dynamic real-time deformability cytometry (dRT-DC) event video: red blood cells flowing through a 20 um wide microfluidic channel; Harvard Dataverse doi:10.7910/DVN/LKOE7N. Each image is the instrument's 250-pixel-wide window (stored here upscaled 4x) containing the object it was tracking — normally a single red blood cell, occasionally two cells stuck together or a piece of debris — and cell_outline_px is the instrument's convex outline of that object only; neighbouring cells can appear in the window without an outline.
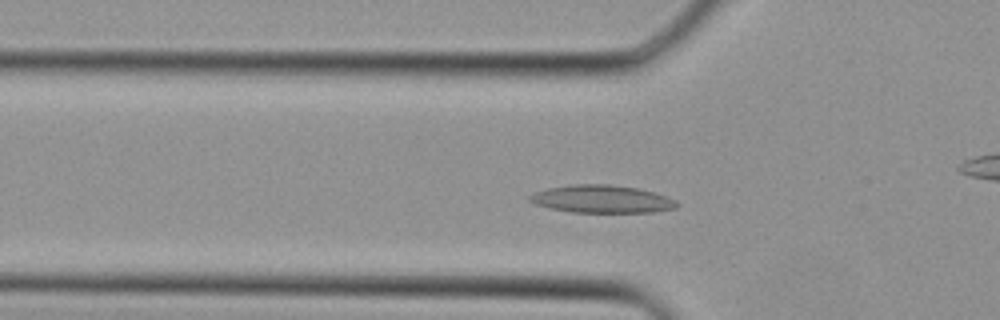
{"species": "Egyptian fruit bat (a non-hibernating species)", "species_latin": "Rousettus aegyptiacus", "temperature_condition": "cold", "stored_images_in_passage": 35, "camera_frame_rate_fps": 3000, "um_per_image_px": 0.085, "animal": {"sex": "female"}, "frame": {"image": 1, "passage_image": 8, "time_ms": 2.333, "image_size_px": [1000, 320], "cell_outline_px": [[680, 204], [676, 208], [652, 212], [572, 212], [552, 208], [536, 204], [528, 200], [528, 196], [536, 192], [548, 188], [572, 184], [608, 184], [636, 188], [668, 196], [676, 200]], "centroid_in_image_um": [51.18, 16.92], "position_along_channel_um": 74.6, "area_um2": 23.64}}
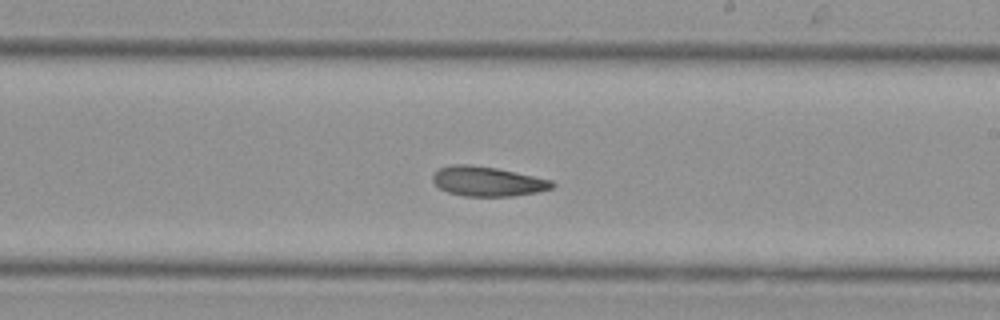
{"frame": {"image": 2, "passage_image": 18, "time_ms": 5.667, "image_size_px": [1000, 320], "cell_outline_px": [[556, 184], [552, 188], [536, 192], [512, 196], [464, 196], [448, 192], [440, 188], [432, 180], [432, 176], [440, 168], [452, 164], [472, 164], [496, 168], [516, 172], [552, 180]], "centroid_in_image_um": [41.44, 15.41], "position_along_channel_um": 247.6, "area_um2": 20.58}}
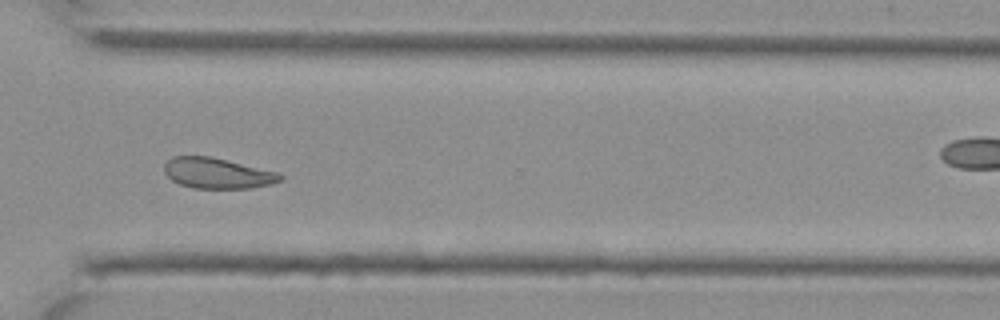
{"frame": {"image": 3, "passage_image": 24, "time_ms": 7.667, "image_size_px": [1000, 320], "cell_outline_px": [[284, 180], [252, 188], [192, 188], [180, 184], [172, 180], [164, 172], [164, 164], [172, 156], [208, 156], [280, 172], [284, 176]], "centroid_in_image_um": [18.49, 14.72], "position_along_channel_um": 352.1, "area_um2": 20.69}}